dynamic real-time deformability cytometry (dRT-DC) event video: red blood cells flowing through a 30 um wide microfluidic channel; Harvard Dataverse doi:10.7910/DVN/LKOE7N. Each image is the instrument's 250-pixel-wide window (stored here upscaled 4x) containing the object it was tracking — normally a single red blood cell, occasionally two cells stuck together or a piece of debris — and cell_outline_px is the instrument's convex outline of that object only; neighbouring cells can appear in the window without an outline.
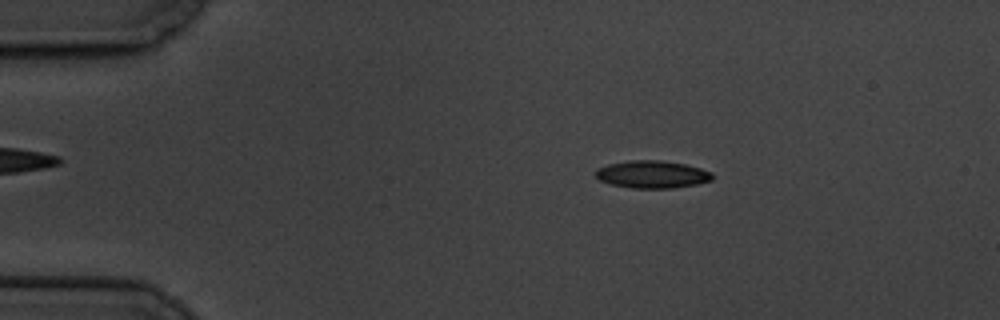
{"species": "common noctule bat (a hibernating species)", "species_latin": "Nyctalus noctula", "temperature_condition": "cold", "stored_images_in_passage": 4, "camera_frame_rate_fps": 3000, "um_per_image_px": 0.085, "animal": {"sex": "male", "body_mass_g": 19.5, "forearm_length_mm": 54.6}, "frame": {"image": 1, "passage_image": 2, "time_ms": 1.0, "image_size_px": [1000, 320], "cell_outline_px": [[712, 180], [696, 184], [672, 188], [632, 188], [612, 184], [600, 180], [596, 176], [596, 168], [608, 164], [628, 160], [660, 160], [684, 164], [700, 168], [712, 172]], "centroid_in_image_um": [55.42, 14.81], "position_along_channel_um": 29.6, "area_um2": 18.61}}